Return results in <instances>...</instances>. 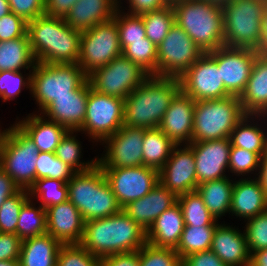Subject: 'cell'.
Wrapping results in <instances>:
<instances>
[{
    "label": "cell",
    "mask_w": 267,
    "mask_h": 266,
    "mask_svg": "<svg viewBox=\"0 0 267 266\" xmlns=\"http://www.w3.org/2000/svg\"><path fill=\"white\" fill-rule=\"evenodd\" d=\"M28 192L30 199L35 200L37 198L40 201V206L44 209L68 200L67 183L58 179H36Z\"/></svg>",
    "instance_id": "8d00e7d4"
},
{
    "label": "cell",
    "mask_w": 267,
    "mask_h": 266,
    "mask_svg": "<svg viewBox=\"0 0 267 266\" xmlns=\"http://www.w3.org/2000/svg\"><path fill=\"white\" fill-rule=\"evenodd\" d=\"M10 6L8 0H0V18L10 13Z\"/></svg>",
    "instance_id": "be15d7a7"
},
{
    "label": "cell",
    "mask_w": 267,
    "mask_h": 266,
    "mask_svg": "<svg viewBox=\"0 0 267 266\" xmlns=\"http://www.w3.org/2000/svg\"><path fill=\"white\" fill-rule=\"evenodd\" d=\"M181 91L195 102L231 96L225 89L216 60L204 53L179 78Z\"/></svg>",
    "instance_id": "5bb4252c"
},
{
    "label": "cell",
    "mask_w": 267,
    "mask_h": 266,
    "mask_svg": "<svg viewBox=\"0 0 267 266\" xmlns=\"http://www.w3.org/2000/svg\"><path fill=\"white\" fill-rule=\"evenodd\" d=\"M140 266H182V259L173 248L156 247L145 243L139 249Z\"/></svg>",
    "instance_id": "f6af8a7d"
},
{
    "label": "cell",
    "mask_w": 267,
    "mask_h": 266,
    "mask_svg": "<svg viewBox=\"0 0 267 266\" xmlns=\"http://www.w3.org/2000/svg\"><path fill=\"white\" fill-rule=\"evenodd\" d=\"M67 186L68 200L85 222L112 216L122 210L98 164L88 171L77 172Z\"/></svg>",
    "instance_id": "5b68a950"
},
{
    "label": "cell",
    "mask_w": 267,
    "mask_h": 266,
    "mask_svg": "<svg viewBox=\"0 0 267 266\" xmlns=\"http://www.w3.org/2000/svg\"><path fill=\"white\" fill-rule=\"evenodd\" d=\"M87 75L78 63L48 64L36 62L32 72L31 95L40 114L57 97L73 95L86 81Z\"/></svg>",
    "instance_id": "9c48e42d"
},
{
    "label": "cell",
    "mask_w": 267,
    "mask_h": 266,
    "mask_svg": "<svg viewBox=\"0 0 267 266\" xmlns=\"http://www.w3.org/2000/svg\"><path fill=\"white\" fill-rule=\"evenodd\" d=\"M30 199L26 189H20L0 206V232L16 234V226L22 206Z\"/></svg>",
    "instance_id": "ee69618b"
},
{
    "label": "cell",
    "mask_w": 267,
    "mask_h": 266,
    "mask_svg": "<svg viewBox=\"0 0 267 266\" xmlns=\"http://www.w3.org/2000/svg\"><path fill=\"white\" fill-rule=\"evenodd\" d=\"M27 24L23 18L10 12L0 18V41L13 40L27 34Z\"/></svg>",
    "instance_id": "f907efd6"
},
{
    "label": "cell",
    "mask_w": 267,
    "mask_h": 266,
    "mask_svg": "<svg viewBox=\"0 0 267 266\" xmlns=\"http://www.w3.org/2000/svg\"><path fill=\"white\" fill-rule=\"evenodd\" d=\"M181 91L179 78L150 75L124 100V125L159 128L173 98Z\"/></svg>",
    "instance_id": "3957f363"
},
{
    "label": "cell",
    "mask_w": 267,
    "mask_h": 266,
    "mask_svg": "<svg viewBox=\"0 0 267 266\" xmlns=\"http://www.w3.org/2000/svg\"><path fill=\"white\" fill-rule=\"evenodd\" d=\"M225 177L197 185L196 191L201 196L210 214L218 221L225 213L230 214L234 179Z\"/></svg>",
    "instance_id": "1f68e13d"
},
{
    "label": "cell",
    "mask_w": 267,
    "mask_h": 266,
    "mask_svg": "<svg viewBox=\"0 0 267 266\" xmlns=\"http://www.w3.org/2000/svg\"><path fill=\"white\" fill-rule=\"evenodd\" d=\"M169 4H173V3H175V2H177V1H180V0H166Z\"/></svg>",
    "instance_id": "003e7915"
},
{
    "label": "cell",
    "mask_w": 267,
    "mask_h": 266,
    "mask_svg": "<svg viewBox=\"0 0 267 266\" xmlns=\"http://www.w3.org/2000/svg\"><path fill=\"white\" fill-rule=\"evenodd\" d=\"M159 182L176 196L196 191V164L188 144L173 147L170 158L159 170Z\"/></svg>",
    "instance_id": "ac0fdd59"
},
{
    "label": "cell",
    "mask_w": 267,
    "mask_h": 266,
    "mask_svg": "<svg viewBox=\"0 0 267 266\" xmlns=\"http://www.w3.org/2000/svg\"><path fill=\"white\" fill-rule=\"evenodd\" d=\"M0 266H20L19 260L0 261Z\"/></svg>",
    "instance_id": "e7e4bbea"
},
{
    "label": "cell",
    "mask_w": 267,
    "mask_h": 266,
    "mask_svg": "<svg viewBox=\"0 0 267 266\" xmlns=\"http://www.w3.org/2000/svg\"><path fill=\"white\" fill-rule=\"evenodd\" d=\"M99 266H140L139 250L105 256L100 258Z\"/></svg>",
    "instance_id": "11a10c76"
},
{
    "label": "cell",
    "mask_w": 267,
    "mask_h": 266,
    "mask_svg": "<svg viewBox=\"0 0 267 266\" xmlns=\"http://www.w3.org/2000/svg\"><path fill=\"white\" fill-rule=\"evenodd\" d=\"M77 172L56 157L55 153L39 152L36 162V179H58L68 183Z\"/></svg>",
    "instance_id": "b9f144b4"
},
{
    "label": "cell",
    "mask_w": 267,
    "mask_h": 266,
    "mask_svg": "<svg viewBox=\"0 0 267 266\" xmlns=\"http://www.w3.org/2000/svg\"><path fill=\"white\" fill-rule=\"evenodd\" d=\"M27 35L36 62L78 63L81 32L71 28L64 18L41 15L28 22Z\"/></svg>",
    "instance_id": "6da1fadb"
},
{
    "label": "cell",
    "mask_w": 267,
    "mask_h": 266,
    "mask_svg": "<svg viewBox=\"0 0 267 266\" xmlns=\"http://www.w3.org/2000/svg\"><path fill=\"white\" fill-rule=\"evenodd\" d=\"M182 266H227L222 260L212 251H202L193 253L182 259Z\"/></svg>",
    "instance_id": "db71d44e"
},
{
    "label": "cell",
    "mask_w": 267,
    "mask_h": 266,
    "mask_svg": "<svg viewBox=\"0 0 267 266\" xmlns=\"http://www.w3.org/2000/svg\"><path fill=\"white\" fill-rule=\"evenodd\" d=\"M208 53L217 62L226 91L231 96L240 97L246 88L253 63L259 55L257 50L221 46Z\"/></svg>",
    "instance_id": "e0dca14e"
},
{
    "label": "cell",
    "mask_w": 267,
    "mask_h": 266,
    "mask_svg": "<svg viewBox=\"0 0 267 266\" xmlns=\"http://www.w3.org/2000/svg\"><path fill=\"white\" fill-rule=\"evenodd\" d=\"M124 125V99L102 94L90 87L86 116L78 132L102 143ZM94 140V141H93Z\"/></svg>",
    "instance_id": "8fae6325"
},
{
    "label": "cell",
    "mask_w": 267,
    "mask_h": 266,
    "mask_svg": "<svg viewBox=\"0 0 267 266\" xmlns=\"http://www.w3.org/2000/svg\"><path fill=\"white\" fill-rule=\"evenodd\" d=\"M249 266H267V248L252 252Z\"/></svg>",
    "instance_id": "6125c7cd"
},
{
    "label": "cell",
    "mask_w": 267,
    "mask_h": 266,
    "mask_svg": "<svg viewBox=\"0 0 267 266\" xmlns=\"http://www.w3.org/2000/svg\"><path fill=\"white\" fill-rule=\"evenodd\" d=\"M204 52L176 23L157 47V76L180 78Z\"/></svg>",
    "instance_id": "4fadbf2b"
},
{
    "label": "cell",
    "mask_w": 267,
    "mask_h": 266,
    "mask_svg": "<svg viewBox=\"0 0 267 266\" xmlns=\"http://www.w3.org/2000/svg\"><path fill=\"white\" fill-rule=\"evenodd\" d=\"M118 9L115 12L113 19L116 21L119 42L123 50L131 42L144 41L146 38L145 26L140 15H132L125 13L122 8L121 0H118Z\"/></svg>",
    "instance_id": "60d3db41"
},
{
    "label": "cell",
    "mask_w": 267,
    "mask_h": 266,
    "mask_svg": "<svg viewBox=\"0 0 267 266\" xmlns=\"http://www.w3.org/2000/svg\"><path fill=\"white\" fill-rule=\"evenodd\" d=\"M29 199L21 208L16 226V235L21 239L41 236L47 233L46 209L35 206Z\"/></svg>",
    "instance_id": "d590c367"
},
{
    "label": "cell",
    "mask_w": 267,
    "mask_h": 266,
    "mask_svg": "<svg viewBox=\"0 0 267 266\" xmlns=\"http://www.w3.org/2000/svg\"><path fill=\"white\" fill-rule=\"evenodd\" d=\"M99 263L100 258L81 244L62 245L57 256V266H99Z\"/></svg>",
    "instance_id": "c3c4849f"
},
{
    "label": "cell",
    "mask_w": 267,
    "mask_h": 266,
    "mask_svg": "<svg viewBox=\"0 0 267 266\" xmlns=\"http://www.w3.org/2000/svg\"><path fill=\"white\" fill-rule=\"evenodd\" d=\"M146 242V231L121 210L112 216L86 221L80 244L93 256L103 258L139 250Z\"/></svg>",
    "instance_id": "7a4b0ae2"
},
{
    "label": "cell",
    "mask_w": 267,
    "mask_h": 266,
    "mask_svg": "<svg viewBox=\"0 0 267 266\" xmlns=\"http://www.w3.org/2000/svg\"><path fill=\"white\" fill-rule=\"evenodd\" d=\"M144 128L123 125L116 133L107 137L102 145L105 152L97 164L101 168L137 167L143 165ZM106 144V145H105Z\"/></svg>",
    "instance_id": "2e32d148"
},
{
    "label": "cell",
    "mask_w": 267,
    "mask_h": 266,
    "mask_svg": "<svg viewBox=\"0 0 267 266\" xmlns=\"http://www.w3.org/2000/svg\"><path fill=\"white\" fill-rule=\"evenodd\" d=\"M150 75L138 64L123 55L87 76L95 91L124 99Z\"/></svg>",
    "instance_id": "7c38bea8"
},
{
    "label": "cell",
    "mask_w": 267,
    "mask_h": 266,
    "mask_svg": "<svg viewBox=\"0 0 267 266\" xmlns=\"http://www.w3.org/2000/svg\"><path fill=\"white\" fill-rule=\"evenodd\" d=\"M200 1H208V2L222 6V5L230 2L231 0H200Z\"/></svg>",
    "instance_id": "03108f58"
},
{
    "label": "cell",
    "mask_w": 267,
    "mask_h": 266,
    "mask_svg": "<svg viewBox=\"0 0 267 266\" xmlns=\"http://www.w3.org/2000/svg\"><path fill=\"white\" fill-rule=\"evenodd\" d=\"M244 234L250 254L267 248V211L246 220Z\"/></svg>",
    "instance_id": "681fc988"
},
{
    "label": "cell",
    "mask_w": 267,
    "mask_h": 266,
    "mask_svg": "<svg viewBox=\"0 0 267 266\" xmlns=\"http://www.w3.org/2000/svg\"><path fill=\"white\" fill-rule=\"evenodd\" d=\"M216 227L217 225H184L175 251L181 259H184L193 253L211 250L213 233Z\"/></svg>",
    "instance_id": "e575fe53"
},
{
    "label": "cell",
    "mask_w": 267,
    "mask_h": 266,
    "mask_svg": "<svg viewBox=\"0 0 267 266\" xmlns=\"http://www.w3.org/2000/svg\"><path fill=\"white\" fill-rule=\"evenodd\" d=\"M34 142L39 152L55 153L58 144L69 131L64 126L46 119L42 114L30 113L15 122Z\"/></svg>",
    "instance_id": "4316f807"
},
{
    "label": "cell",
    "mask_w": 267,
    "mask_h": 266,
    "mask_svg": "<svg viewBox=\"0 0 267 266\" xmlns=\"http://www.w3.org/2000/svg\"><path fill=\"white\" fill-rule=\"evenodd\" d=\"M35 64L27 34L13 40L0 41V71L33 70Z\"/></svg>",
    "instance_id": "d6a6232c"
},
{
    "label": "cell",
    "mask_w": 267,
    "mask_h": 266,
    "mask_svg": "<svg viewBox=\"0 0 267 266\" xmlns=\"http://www.w3.org/2000/svg\"><path fill=\"white\" fill-rule=\"evenodd\" d=\"M21 244L16 234L0 232V261L19 260Z\"/></svg>",
    "instance_id": "f5cc1de1"
},
{
    "label": "cell",
    "mask_w": 267,
    "mask_h": 266,
    "mask_svg": "<svg viewBox=\"0 0 267 266\" xmlns=\"http://www.w3.org/2000/svg\"><path fill=\"white\" fill-rule=\"evenodd\" d=\"M175 23L204 52L224 46L223 10L220 5L200 0H180L172 4Z\"/></svg>",
    "instance_id": "277c9868"
},
{
    "label": "cell",
    "mask_w": 267,
    "mask_h": 266,
    "mask_svg": "<svg viewBox=\"0 0 267 266\" xmlns=\"http://www.w3.org/2000/svg\"><path fill=\"white\" fill-rule=\"evenodd\" d=\"M262 38L260 41V46L257 50L259 55L267 57V6L262 17V29H261Z\"/></svg>",
    "instance_id": "94428289"
},
{
    "label": "cell",
    "mask_w": 267,
    "mask_h": 266,
    "mask_svg": "<svg viewBox=\"0 0 267 266\" xmlns=\"http://www.w3.org/2000/svg\"><path fill=\"white\" fill-rule=\"evenodd\" d=\"M38 148L15 123L0 134V167L20 189L29 190L36 180Z\"/></svg>",
    "instance_id": "ba28073f"
},
{
    "label": "cell",
    "mask_w": 267,
    "mask_h": 266,
    "mask_svg": "<svg viewBox=\"0 0 267 266\" xmlns=\"http://www.w3.org/2000/svg\"><path fill=\"white\" fill-rule=\"evenodd\" d=\"M266 0H231L222 5L224 46L258 50Z\"/></svg>",
    "instance_id": "8992f818"
},
{
    "label": "cell",
    "mask_w": 267,
    "mask_h": 266,
    "mask_svg": "<svg viewBox=\"0 0 267 266\" xmlns=\"http://www.w3.org/2000/svg\"><path fill=\"white\" fill-rule=\"evenodd\" d=\"M228 224H218L213 233L211 250L227 266H249L250 252L244 231Z\"/></svg>",
    "instance_id": "cb8c5ba5"
},
{
    "label": "cell",
    "mask_w": 267,
    "mask_h": 266,
    "mask_svg": "<svg viewBox=\"0 0 267 266\" xmlns=\"http://www.w3.org/2000/svg\"><path fill=\"white\" fill-rule=\"evenodd\" d=\"M47 234L62 245L80 244L85 221L79 210L69 201L46 209Z\"/></svg>",
    "instance_id": "ffe728a7"
},
{
    "label": "cell",
    "mask_w": 267,
    "mask_h": 266,
    "mask_svg": "<svg viewBox=\"0 0 267 266\" xmlns=\"http://www.w3.org/2000/svg\"><path fill=\"white\" fill-rule=\"evenodd\" d=\"M90 87L87 80L80 88L73 91V95L57 97L41 114L69 131H78L83 126L86 116Z\"/></svg>",
    "instance_id": "7402d4cb"
},
{
    "label": "cell",
    "mask_w": 267,
    "mask_h": 266,
    "mask_svg": "<svg viewBox=\"0 0 267 266\" xmlns=\"http://www.w3.org/2000/svg\"><path fill=\"white\" fill-rule=\"evenodd\" d=\"M176 144L159 128L145 129L143 137V165L160 170L170 158Z\"/></svg>",
    "instance_id": "836d02e7"
},
{
    "label": "cell",
    "mask_w": 267,
    "mask_h": 266,
    "mask_svg": "<svg viewBox=\"0 0 267 266\" xmlns=\"http://www.w3.org/2000/svg\"><path fill=\"white\" fill-rule=\"evenodd\" d=\"M102 171L122 208L144 197L159 183V171L145 165L102 168Z\"/></svg>",
    "instance_id": "9a60e30c"
},
{
    "label": "cell",
    "mask_w": 267,
    "mask_h": 266,
    "mask_svg": "<svg viewBox=\"0 0 267 266\" xmlns=\"http://www.w3.org/2000/svg\"><path fill=\"white\" fill-rule=\"evenodd\" d=\"M20 190L14 180L0 167V206L10 196Z\"/></svg>",
    "instance_id": "680465c9"
},
{
    "label": "cell",
    "mask_w": 267,
    "mask_h": 266,
    "mask_svg": "<svg viewBox=\"0 0 267 266\" xmlns=\"http://www.w3.org/2000/svg\"><path fill=\"white\" fill-rule=\"evenodd\" d=\"M257 172L255 178L267 195V152L261 157L259 170Z\"/></svg>",
    "instance_id": "91938a15"
},
{
    "label": "cell",
    "mask_w": 267,
    "mask_h": 266,
    "mask_svg": "<svg viewBox=\"0 0 267 266\" xmlns=\"http://www.w3.org/2000/svg\"><path fill=\"white\" fill-rule=\"evenodd\" d=\"M177 201L183 212L184 225L203 226L219 224L210 214L197 191L179 195L177 196Z\"/></svg>",
    "instance_id": "74e56055"
},
{
    "label": "cell",
    "mask_w": 267,
    "mask_h": 266,
    "mask_svg": "<svg viewBox=\"0 0 267 266\" xmlns=\"http://www.w3.org/2000/svg\"><path fill=\"white\" fill-rule=\"evenodd\" d=\"M78 131H68L58 144L55 155L61 161L72 167L76 172H84L92 169L97 164V158L85 162L82 159V145L75 134ZM74 134V135H73ZM84 161V162H83Z\"/></svg>",
    "instance_id": "ab89813d"
},
{
    "label": "cell",
    "mask_w": 267,
    "mask_h": 266,
    "mask_svg": "<svg viewBox=\"0 0 267 266\" xmlns=\"http://www.w3.org/2000/svg\"><path fill=\"white\" fill-rule=\"evenodd\" d=\"M62 244L49 234L22 240L20 266H55Z\"/></svg>",
    "instance_id": "4dcf8cb0"
},
{
    "label": "cell",
    "mask_w": 267,
    "mask_h": 266,
    "mask_svg": "<svg viewBox=\"0 0 267 266\" xmlns=\"http://www.w3.org/2000/svg\"><path fill=\"white\" fill-rule=\"evenodd\" d=\"M195 101L180 91L171 101L159 129L176 145L192 142Z\"/></svg>",
    "instance_id": "44dd1931"
},
{
    "label": "cell",
    "mask_w": 267,
    "mask_h": 266,
    "mask_svg": "<svg viewBox=\"0 0 267 266\" xmlns=\"http://www.w3.org/2000/svg\"><path fill=\"white\" fill-rule=\"evenodd\" d=\"M177 202V196L160 182L144 197L131 201L122 210L146 232L156 218Z\"/></svg>",
    "instance_id": "603a6c76"
},
{
    "label": "cell",
    "mask_w": 267,
    "mask_h": 266,
    "mask_svg": "<svg viewBox=\"0 0 267 266\" xmlns=\"http://www.w3.org/2000/svg\"><path fill=\"white\" fill-rule=\"evenodd\" d=\"M32 72L23 76L21 71H0V97L2 102L15 100L21 93V89L28 88L31 93Z\"/></svg>",
    "instance_id": "7dc6e473"
},
{
    "label": "cell",
    "mask_w": 267,
    "mask_h": 266,
    "mask_svg": "<svg viewBox=\"0 0 267 266\" xmlns=\"http://www.w3.org/2000/svg\"><path fill=\"white\" fill-rule=\"evenodd\" d=\"M239 98L245 114L267 115V57H256L246 88Z\"/></svg>",
    "instance_id": "f1b7e54d"
},
{
    "label": "cell",
    "mask_w": 267,
    "mask_h": 266,
    "mask_svg": "<svg viewBox=\"0 0 267 266\" xmlns=\"http://www.w3.org/2000/svg\"><path fill=\"white\" fill-rule=\"evenodd\" d=\"M261 157L249 150L239 147L230 148L228 172L234 173L235 176H249L259 170ZM242 175V176H241Z\"/></svg>",
    "instance_id": "bcb514c9"
},
{
    "label": "cell",
    "mask_w": 267,
    "mask_h": 266,
    "mask_svg": "<svg viewBox=\"0 0 267 266\" xmlns=\"http://www.w3.org/2000/svg\"><path fill=\"white\" fill-rule=\"evenodd\" d=\"M245 115L240 98L236 96L196 101L192 142L229 138Z\"/></svg>",
    "instance_id": "52a82bcc"
},
{
    "label": "cell",
    "mask_w": 267,
    "mask_h": 266,
    "mask_svg": "<svg viewBox=\"0 0 267 266\" xmlns=\"http://www.w3.org/2000/svg\"><path fill=\"white\" fill-rule=\"evenodd\" d=\"M122 55L138 64L149 75L157 76V47L146 37L144 41L131 42Z\"/></svg>",
    "instance_id": "7bdbcfd3"
},
{
    "label": "cell",
    "mask_w": 267,
    "mask_h": 266,
    "mask_svg": "<svg viewBox=\"0 0 267 266\" xmlns=\"http://www.w3.org/2000/svg\"><path fill=\"white\" fill-rule=\"evenodd\" d=\"M145 26L146 37L156 46L165 39L171 27L175 24L172 4L166 7L140 15Z\"/></svg>",
    "instance_id": "f35d334b"
},
{
    "label": "cell",
    "mask_w": 267,
    "mask_h": 266,
    "mask_svg": "<svg viewBox=\"0 0 267 266\" xmlns=\"http://www.w3.org/2000/svg\"><path fill=\"white\" fill-rule=\"evenodd\" d=\"M184 228L183 212L178 201L162 212L146 232V241L156 247L176 249Z\"/></svg>",
    "instance_id": "83f0119b"
},
{
    "label": "cell",
    "mask_w": 267,
    "mask_h": 266,
    "mask_svg": "<svg viewBox=\"0 0 267 266\" xmlns=\"http://www.w3.org/2000/svg\"><path fill=\"white\" fill-rule=\"evenodd\" d=\"M77 0H45V14L64 18Z\"/></svg>",
    "instance_id": "6f0895ef"
},
{
    "label": "cell",
    "mask_w": 267,
    "mask_h": 266,
    "mask_svg": "<svg viewBox=\"0 0 267 266\" xmlns=\"http://www.w3.org/2000/svg\"><path fill=\"white\" fill-rule=\"evenodd\" d=\"M118 3V0H77L64 20L74 30L87 31L98 23L111 20Z\"/></svg>",
    "instance_id": "484cf974"
},
{
    "label": "cell",
    "mask_w": 267,
    "mask_h": 266,
    "mask_svg": "<svg viewBox=\"0 0 267 266\" xmlns=\"http://www.w3.org/2000/svg\"><path fill=\"white\" fill-rule=\"evenodd\" d=\"M242 177L234 181L230 213L240 219L255 217L267 211V195L254 177Z\"/></svg>",
    "instance_id": "d4e9b609"
},
{
    "label": "cell",
    "mask_w": 267,
    "mask_h": 266,
    "mask_svg": "<svg viewBox=\"0 0 267 266\" xmlns=\"http://www.w3.org/2000/svg\"><path fill=\"white\" fill-rule=\"evenodd\" d=\"M121 55L118 28L113 18L81 32L78 65L87 76Z\"/></svg>",
    "instance_id": "30bf717a"
},
{
    "label": "cell",
    "mask_w": 267,
    "mask_h": 266,
    "mask_svg": "<svg viewBox=\"0 0 267 266\" xmlns=\"http://www.w3.org/2000/svg\"><path fill=\"white\" fill-rule=\"evenodd\" d=\"M129 4L127 14L142 15L147 12L156 11L169 5L166 0H126Z\"/></svg>",
    "instance_id": "9f6ffc18"
},
{
    "label": "cell",
    "mask_w": 267,
    "mask_h": 266,
    "mask_svg": "<svg viewBox=\"0 0 267 266\" xmlns=\"http://www.w3.org/2000/svg\"><path fill=\"white\" fill-rule=\"evenodd\" d=\"M255 120L261 121L260 124L264 123L265 127L263 124H258V121ZM262 120H265L266 122ZM266 123L267 115L246 114L235 125L230 134L229 138L231 146L252 151L262 157L267 152V131L265 132V130H267Z\"/></svg>",
    "instance_id": "f546056e"
},
{
    "label": "cell",
    "mask_w": 267,
    "mask_h": 266,
    "mask_svg": "<svg viewBox=\"0 0 267 266\" xmlns=\"http://www.w3.org/2000/svg\"><path fill=\"white\" fill-rule=\"evenodd\" d=\"M10 11L30 22L45 14V0H8Z\"/></svg>",
    "instance_id": "816d5d0a"
},
{
    "label": "cell",
    "mask_w": 267,
    "mask_h": 266,
    "mask_svg": "<svg viewBox=\"0 0 267 266\" xmlns=\"http://www.w3.org/2000/svg\"><path fill=\"white\" fill-rule=\"evenodd\" d=\"M188 145L193 150L198 185L228 177L225 172L229 166L230 138L191 142Z\"/></svg>",
    "instance_id": "d6986e66"
}]
</instances>
